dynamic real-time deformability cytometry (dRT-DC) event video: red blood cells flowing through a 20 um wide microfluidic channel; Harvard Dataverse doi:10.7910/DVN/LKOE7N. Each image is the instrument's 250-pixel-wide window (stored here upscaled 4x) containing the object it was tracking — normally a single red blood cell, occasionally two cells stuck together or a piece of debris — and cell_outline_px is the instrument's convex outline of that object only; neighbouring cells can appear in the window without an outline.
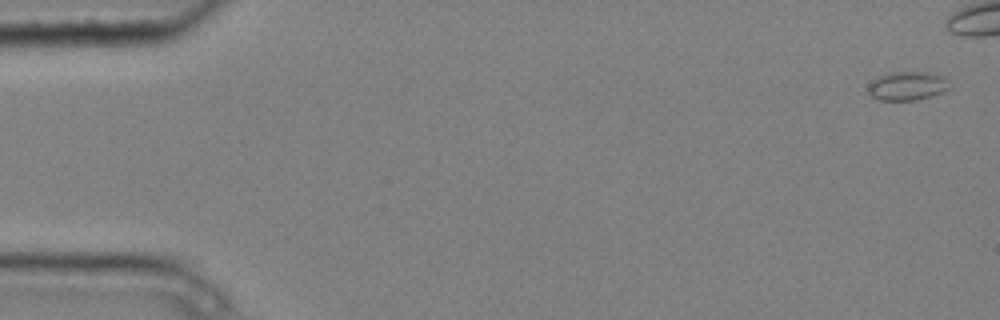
{"species": "common noctule bat (a hibernating species)", "species_latin": "Nyctalus noctula", "temperature_condition": "cold", "stored_images_in_passage": 6, "camera_frame_rate_fps": 3000, "um_per_image_px": 0.085, "animal": {"sex": "male", "body_mass_g": 20.4}, "frame": {"image": 1, "passage_image": 1, "time_ms": 0.0, "image_size_px": [1000, 320], "cell_outline_px": [[952, 88], [944, 92], [932, 96], [916, 100], [880, 100], [872, 96], [868, 92], [868, 84], [880, 76], [892, 72], [924, 72], [944, 76], [948, 80]], "centroid_in_image_um": [77.18, 7.31], "position_along_channel_um": 7.8, "area_um2": 13.7}}